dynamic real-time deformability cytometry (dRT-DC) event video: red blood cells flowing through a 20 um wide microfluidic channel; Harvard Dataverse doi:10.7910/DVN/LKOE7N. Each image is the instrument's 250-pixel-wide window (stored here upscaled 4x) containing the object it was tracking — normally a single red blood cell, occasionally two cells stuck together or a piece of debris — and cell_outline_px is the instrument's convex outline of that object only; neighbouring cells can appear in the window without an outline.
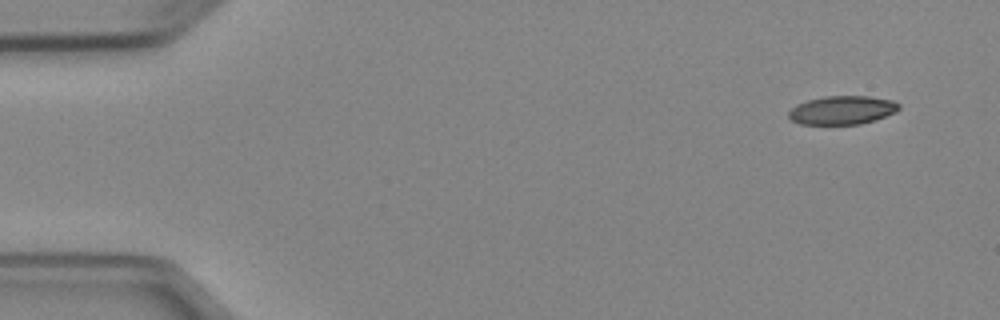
{"species": "Egyptian fruit bat (a non-hibernating species)", "species_latin": "Rousettus aegyptiacus", "temperature_condition": "cold", "stored_images_in_passage": 4, "camera_frame_rate_fps": 3000, "um_per_image_px": 0.085, "animal": {"sex": "female"}, "frame": {"image": 1, "passage_image": 1, "time_ms": 0.0, "image_size_px": [1000, 320], "cell_outline_px": [[900, 108], [896, 112], [876, 120], [860, 124], [800, 124], [792, 120], [788, 116], [788, 112], [796, 104], [808, 100], [824, 96], [868, 96], [892, 100], [900, 104]], "centroid_in_image_um": [71.6, 9.36], "position_along_channel_um": 13.4, "area_um2": 18.44}}
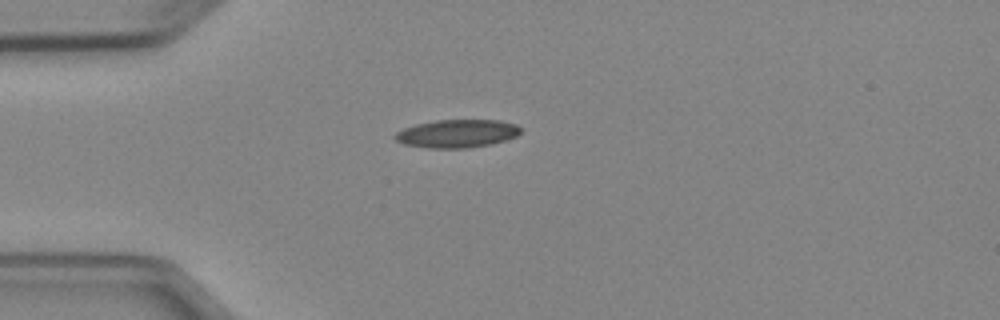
{"frame": {"image": 2, "passage_image": 4, "time_ms": 3.333, "image_size_px": [1000, 320], "cell_outline_px": [[520, 132], [516, 136], [492, 144], [468, 148], [428, 148], [404, 144], [396, 140], [392, 136], [396, 132], [404, 128], [416, 124], [436, 120], [500, 120], [516, 124], [520, 128]], "centroid_in_image_um": [38.83, 11.35], "position_along_channel_um": 46.2, "area_um2": 20.58}}